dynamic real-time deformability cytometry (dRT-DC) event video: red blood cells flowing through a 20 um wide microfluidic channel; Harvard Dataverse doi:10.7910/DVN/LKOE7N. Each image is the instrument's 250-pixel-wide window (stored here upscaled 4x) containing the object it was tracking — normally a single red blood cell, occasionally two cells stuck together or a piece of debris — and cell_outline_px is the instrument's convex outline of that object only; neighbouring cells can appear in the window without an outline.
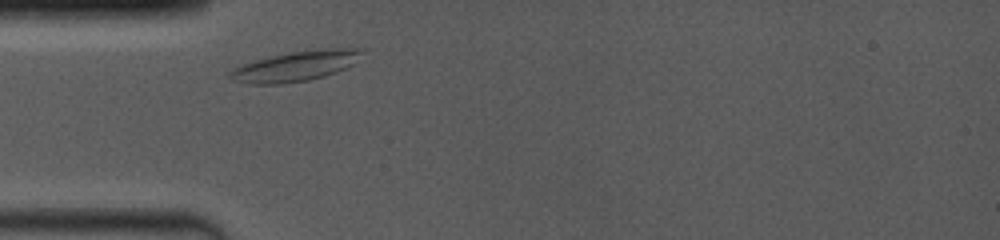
{"species": "common noctule bat (a hibernating species)", "species_latin": "Nyctalus noctula", "temperature_condition": "room temperature", "stored_images_in_passage": 2, "camera_frame_rate_fps": 4000, "um_per_image_px": 0.085, "animal": {"sex": "female", "body_mass_g": 19.0, "forearm_length_mm": 53.3}, "frame": {"image": 1, "passage_image": 1, "time_ms": 0.0, "image_size_px": [1000, 240], "cell_outline_px": [[364, 48], [356, 64], [324, 76], [308, 80], [280, 84], [248, 84], [232, 80], [228, 76], [228, 72], [232, 68], [256, 60], [272, 56], [292, 52], [320, 48]], "centroid_in_image_um": [25.13, 5.62], "position_along_channel_um": 59.9, "area_um2": 23.18}}